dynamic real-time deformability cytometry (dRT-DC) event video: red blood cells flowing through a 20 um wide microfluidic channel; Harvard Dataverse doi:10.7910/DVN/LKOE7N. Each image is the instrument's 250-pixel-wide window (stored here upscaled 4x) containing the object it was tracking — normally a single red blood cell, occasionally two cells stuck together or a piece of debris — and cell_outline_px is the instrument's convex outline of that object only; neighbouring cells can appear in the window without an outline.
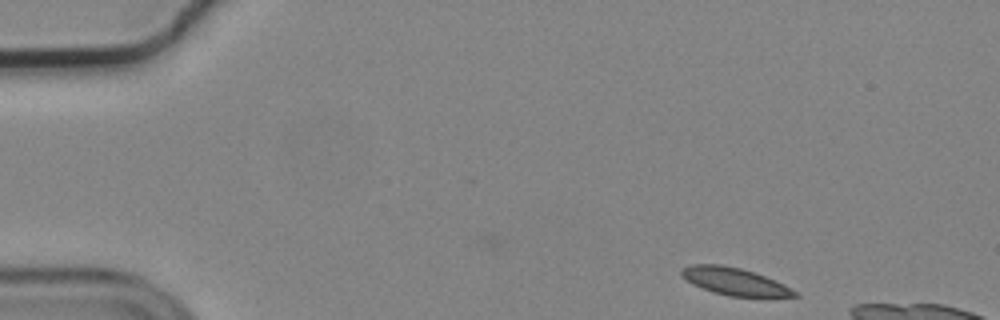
{"species": "common noctule bat (a hibernating species)", "species_latin": "Nyctalus noctula", "temperature_condition": "cold", "stored_images_in_passage": 48, "camera_frame_rate_fps": 3000, "um_per_image_px": 0.085, "animal": {"sex": "male", "body_mass_g": 19.2, "forearm_length_mm": 51.8}, "frame": {"image": 1, "passage_image": 1, "time_ms": 0.0, "image_size_px": [1000, 320], "cell_outline_px": [[800, 296], [728, 296], [712, 292], [692, 284], [680, 272], [680, 268], [692, 264], [720, 264], [740, 268], [764, 276], [784, 284], [796, 292]], "centroid_in_image_um": [62.39, 23.91], "position_along_channel_um": 22.6, "area_um2": 17.69}}
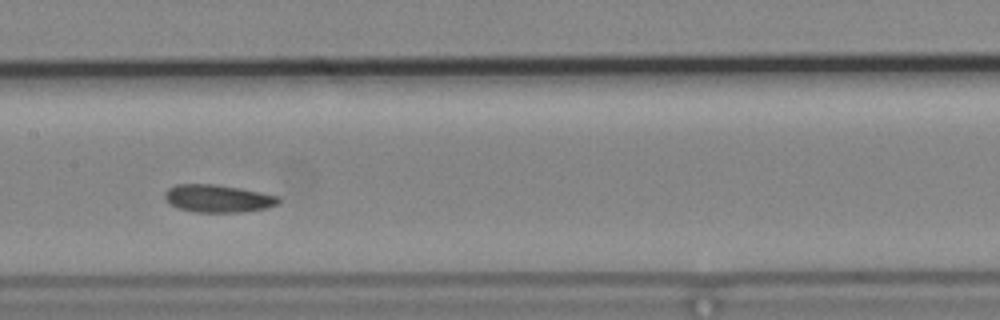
{"frame": {"image": 2, "passage_image": 22, "time_ms": 7.0, "image_size_px": [1000, 320], "cell_outline_px": [[280, 204], [268, 208], [240, 212], [196, 212], [176, 208], [168, 204], [164, 196], [164, 192], [168, 188], [176, 184], [212, 184], [240, 188], [280, 196]], "centroid_in_image_um": [18.52, 16.88], "position_along_channel_um": 188.9, "area_um2": 18.55}}
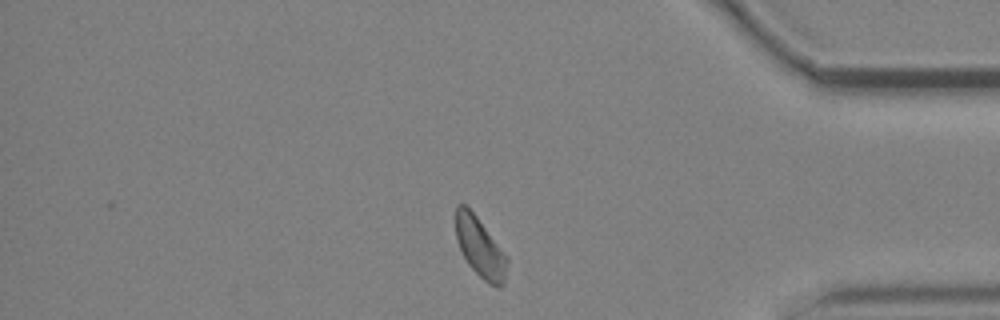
{"frame": {"image": 3, "passage_image": 41, "time_ms": 13.333, "image_size_px": [1000, 320], "cell_outline_px": [[508, 264], [504, 284], [500, 288], [488, 284], [468, 264], [460, 252], [456, 240], [456, 204], [464, 204], [476, 216], [508, 260]], "centroid_in_image_um": [40.78, 21.08], "position_along_channel_um": 394.4, "area_um2": 17.57}, "authors_computed_cell_mechanics": {"area_um2": 18.2359, "velocity_mm_per_s": 3.6696, "shape_relaxation_time_tau1_ms": 5.0111, "shape_relaxation_time_tau2_ms": 2.7616, "deformation_change_tau1": 0.0974, "deformation_change_tau2": 0.0903}}